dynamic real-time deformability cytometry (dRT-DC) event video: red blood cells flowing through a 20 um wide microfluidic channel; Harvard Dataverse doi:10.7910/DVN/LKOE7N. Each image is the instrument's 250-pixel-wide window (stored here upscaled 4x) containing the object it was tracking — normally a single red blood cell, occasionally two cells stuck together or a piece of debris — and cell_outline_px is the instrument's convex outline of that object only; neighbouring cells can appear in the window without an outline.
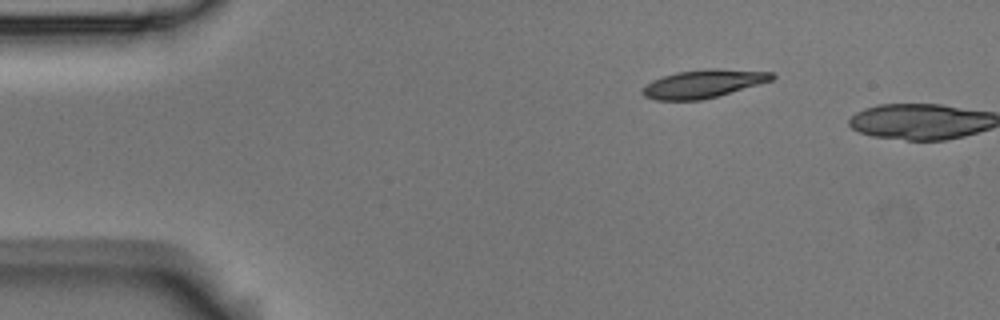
{"species": "Egyptian fruit bat (a non-hibernating species)", "species_latin": "Rousettus aegyptiacus", "temperature_condition": "room temperature", "stored_images_in_passage": 2, "camera_frame_rate_fps": 3000, "um_per_image_px": 0.085, "animal": {"sex": "male"}, "frame": {"image": 1, "passage_image": 1, "time_ms": 0.0, "image_size_px": [1000, 320], "cell_outline_px": [[776, 76], [772, 80], [716, 96], [700, 100], [656, 100], [644, 96], [640, 92], [652, 80], [676, 72], [708, 68], [716, 68], [772, 72]], "centroid_in_image_um": [59.77, 7.11], "position_along_channel_um": 25.2, "area_um2": 20.98}}